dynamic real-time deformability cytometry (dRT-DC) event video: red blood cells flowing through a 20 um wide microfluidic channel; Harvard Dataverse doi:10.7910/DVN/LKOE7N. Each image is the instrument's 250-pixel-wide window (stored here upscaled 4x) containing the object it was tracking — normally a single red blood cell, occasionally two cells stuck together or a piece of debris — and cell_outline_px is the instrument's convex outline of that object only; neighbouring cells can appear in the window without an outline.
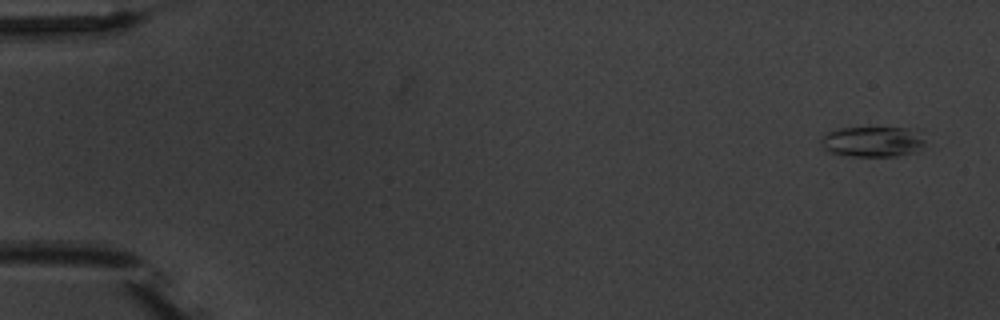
{"species": "common noctule bat (a hibernating species)", "species_latin": "Nyctalus noctula", "temperature_condition": "warm", "stored_images_in_passage": 10, "camera_frame_rate_fps": 3000, "um_per_image_px": 0.085, "animal": {"sex": "male", "body_mass_g": 20.1, "forearm_length_mm": 53.5}, "frame": {"image": 1, "passage_image": 1, "time_ms": 0.0, "image_size_px": [1000, 320], "cell_outline_px": [[924, 144], [920, 152], [896, 156], [852, 156], [828, 152], [820, 144], [820, 140], [828, 132], [840, 128], [920, 128], [924, 140]], "centroid_in_image_um": [74.26, 12.04], "position_along_channel_um": 10.7, "area_um2": 18.84}}
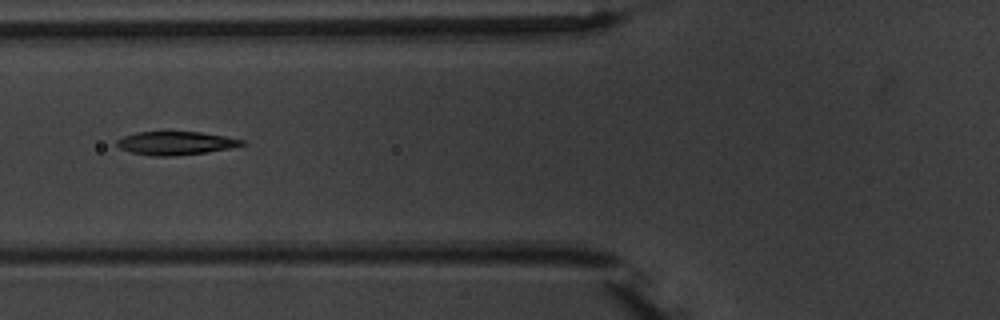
{"frame": {"image": 2, "passage_image": 6, "time_ms": 6.667, "image_size_px": [1000, 320], "cell_outline_px": [[244, 144], [228, 148], [208, 152], [172, 156], [152, 156], [132, 152], [120, 148], [116, 144], [116, 140], [124, 136], [136, 132], [200, 132], [224, 136], [244, 140]], "centroid_in_image_um": [14.9, 12.17], "position_along_channel_um": 110.9, "area_um2": 16.82}}
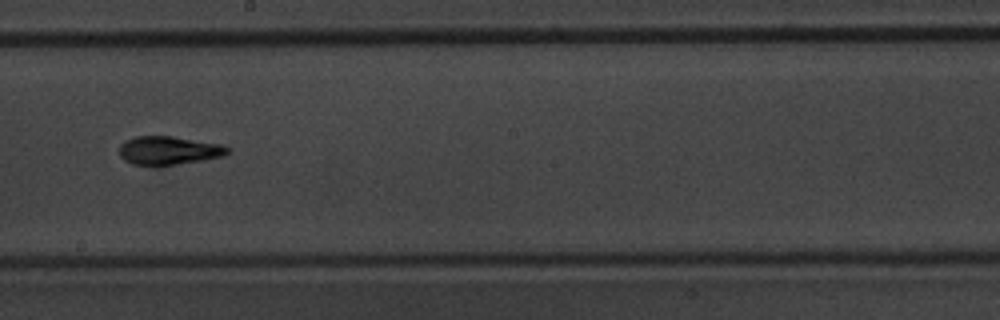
{"frame": {"image": 3, "passage_image": 9, "time_ms": 10.0, "image_size_px": [1000, 320], "cell_outline_px": [[228, 152], [224, 156], [176, 164], [132, 164], [124, 160], [120, 156], [120, 144], [124, 140], [136, 136], [172, 136], [220, 144], [228, 148]], "centroid_in_image_um": [14.3, 12.77], "position_along_channel_um": 233.9, "area_um2": 17.57}}